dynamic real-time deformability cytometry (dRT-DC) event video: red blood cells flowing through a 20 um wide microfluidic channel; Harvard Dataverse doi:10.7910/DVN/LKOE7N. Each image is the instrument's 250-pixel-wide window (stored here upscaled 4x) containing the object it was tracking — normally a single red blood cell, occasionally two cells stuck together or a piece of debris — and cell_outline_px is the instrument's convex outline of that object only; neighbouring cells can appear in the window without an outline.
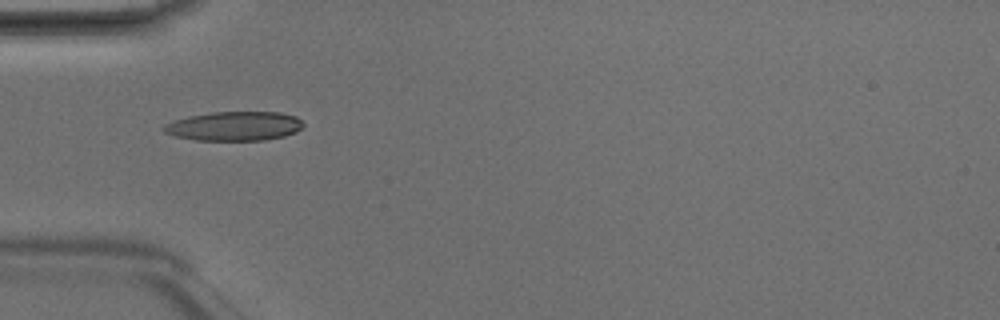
{"species": "Egyptian fruit bat (a non-hibernating species)", "species_latin": "Rousettus aegyptiacus", "temperature_condition": "room temperature", "stored_images_in_passage": 2, "camera_frame_rate_fps": 3000, "um_per_image_px": 0.085, "animal": {"sex": "male"}, "frame": {"image": 1, "passage_image": 2, "time_ms": 0.333, "image_size_px": [1000, 320], "cell_outline_px": [[304, 124], [296, 132], [284, 136], [264, 140], [196, 140], [176, 136], [164, 132], [164, 124], [172, 120], [188, 116], [212, 112], [280, 112], [296, 116]], "centroid_in_image_um": [19.91, 10.71], "position_along_channel_um": 65.1, "area_um2": 23.7}}